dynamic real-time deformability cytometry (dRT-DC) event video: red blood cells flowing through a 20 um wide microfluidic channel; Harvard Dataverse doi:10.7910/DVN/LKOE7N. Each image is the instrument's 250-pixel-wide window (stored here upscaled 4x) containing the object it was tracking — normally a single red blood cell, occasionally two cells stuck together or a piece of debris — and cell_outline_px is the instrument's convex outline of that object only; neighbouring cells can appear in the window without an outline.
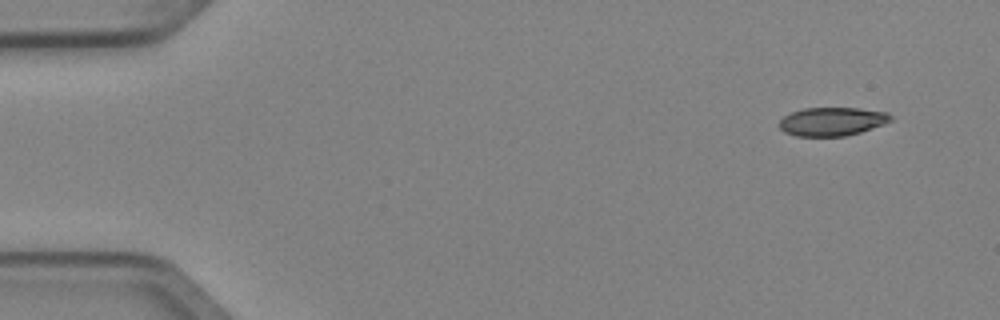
{"species": "Egyptian fruit bat (a non-hibernating species)", "species_latin": "Rousettus aegyptiacus", "temperature_condition": "cold", "stored_images_in_passage": 4, "camera_frame_rate_fps": 3000, "um_per_image_px": 0.085, "animal": {"sex": "female"}, "frame": {"image": 1, "passage_image": 1, "time_ms": 0.0, "image_size_px": [1000, 320], "cell_outline_px": [[892, 120], [884, 124], [860, 132], [844, 136], [796, 136], [784, 132], [776, 124], [784, 116], [792, 112], [804, 108], [860, 108], [888, 112], [892, 116]], "centroid_in_image_um": [70.72, 10.32], "position_along_channel_um": 14.3, "area_um2": 18.61}}
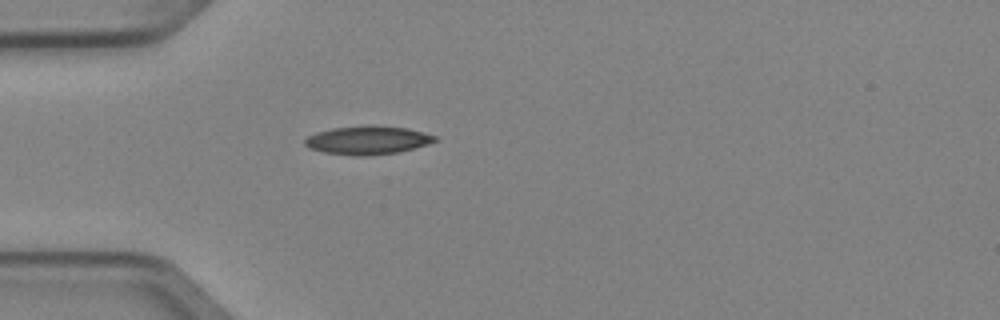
{"frame": {"image": 2, "passage_image": 4, "time_ms": 1.0, "image_size_px": [1000, 320], "cell_outline_px": [[440, 140], [428, 144], [400, 152], [364, 156], [356, 156], [324, 152], [312, 148], [304, 144], [304, 140], [308, 136], [316, 132], [332, 128], [372, 124], [408, 128], [436, 136]], "centroid_in_image_um": [31.28, 11.9], "position_along_channel_um": 53.7, "area_um2": 21.73}}